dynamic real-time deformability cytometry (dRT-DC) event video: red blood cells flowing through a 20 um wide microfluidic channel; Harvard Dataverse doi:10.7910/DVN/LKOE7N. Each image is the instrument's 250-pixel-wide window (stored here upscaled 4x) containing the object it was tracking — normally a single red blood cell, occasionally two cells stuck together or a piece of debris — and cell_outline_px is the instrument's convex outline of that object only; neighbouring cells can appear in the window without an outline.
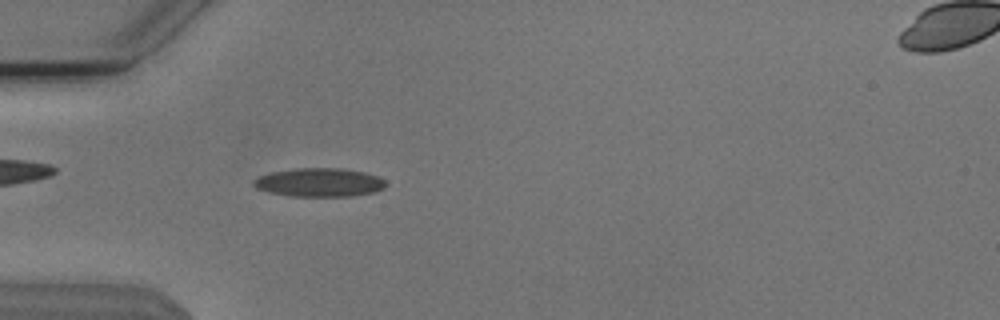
{"species": "Egyptian fruit bat (a non-hibernating species)", "species_latin": "Rousettus aegyptiacus", "temperature_condition": "cold", "stored_images_in_passage": 53, "camera_frame_rate_fps": 3000, "um_per_image_px": 0.085, "animal": {"sex": "male"}, "frame": {"image": 1, "passage_image": 16, "time_ms": 5.0, "image_size_px": [1000, 320], "cell_outline_px": [[388, 184], [384, 188], [376, 192], [352, 196], [288, 196], [268, 192], [256, 188], [252, 184], [252, 180], [268, 172], [296, 168], [344, 168], [364, 172], [376, 176], [384, 180]], "centroid_in_image_um": [27.13, 15.5], "position_along_channel_um": 57.9, "area_um2": 22.31}}
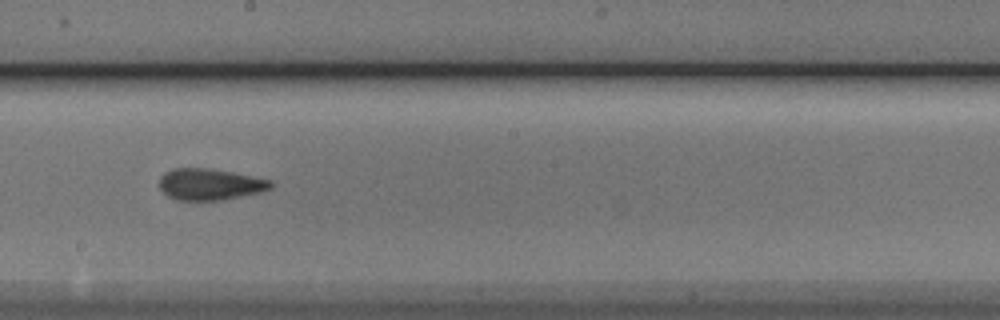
{"frame": {"image": 2, "passage_image": 30, "time_ms": 9.667, "image_size_px": [1000, 320], "cell_outline_px": [[272, 188], [260, 192], [220, 200], [176, 200], [168, 196], [160, 188], [160, 176], [164, 172], [172, 168], [208, 168], [232, 172], [272, 180]], "centroid_in_image_um": [17.82, 15.66], "position_along_channel_um": 230.4, "area_um2": 20.35}}
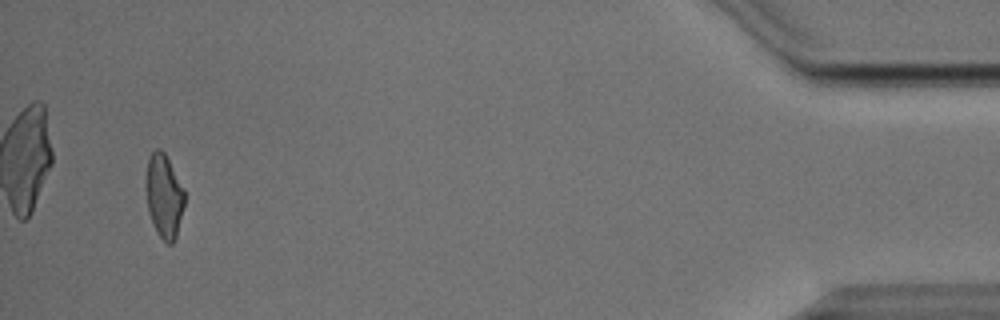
{"frame": {"image": 3, "passage_image": 51, "time_ms": 16.667, "image_size_px": [1000, 320], "cell_outline_px": [[184, 204], [176, 236], [172, 244], [168, 244], [156, 232], [148, 212], [144, 188], [144, 184], [148, 160], [152, 152], [156, 148], [160, 148], [164, 152], [184, 188]], "centroid_in_image_um": [13.91, 16.64], "position_along_channel_um": 421.3, "area_um2": 18.96}, "authors_computed_cell_mechanics": {"area_um2": 19.8832, "velocity_mm_per_s": 3.8207, "shape_relaxation_time_tau1_ms": 7.0283, "shape_relaxation_time_tau2_ms": 2.36, "deformation_change_tau1": 0.1654, "deformation_change_tau2": 0.0954}}